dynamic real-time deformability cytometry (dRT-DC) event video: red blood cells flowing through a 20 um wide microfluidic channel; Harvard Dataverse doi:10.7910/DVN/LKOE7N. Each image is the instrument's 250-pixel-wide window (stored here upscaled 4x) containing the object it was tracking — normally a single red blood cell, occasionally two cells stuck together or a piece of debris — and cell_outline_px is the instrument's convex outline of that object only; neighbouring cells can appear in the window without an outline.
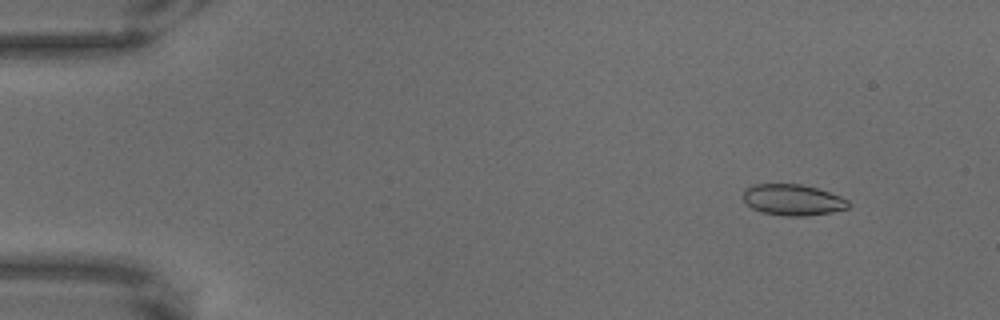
{"species": "common noctule bat (a hibernating species)", "species_latin": "Nyctalus noctula", "temperature_condition": "warm", "stored_images_in_passage": 20, "camera_frame_rate_fps": 3000, "um_per_image_px": 0.085, "animal": {"sex": "male", "body_mass_g": 18.8}, "frame": {"image": 1, "passage_image": 7, "time_ms": 2.0, "image_size_px": [1000, 320], "cell_outline_px": [[852, 204], [848, 208], [832, 212], [804, 216], [788, 216], [764, 212], [752, 208], [744, 200], [744, 192], [748, 188], [756, 184], [800, 184], [816, 188], [840, 196], [848, 200]], "centroid_in_image_um": [67.44, 16.99], "position_along_channel_um": 17.6, "area_um2": 18.79}}